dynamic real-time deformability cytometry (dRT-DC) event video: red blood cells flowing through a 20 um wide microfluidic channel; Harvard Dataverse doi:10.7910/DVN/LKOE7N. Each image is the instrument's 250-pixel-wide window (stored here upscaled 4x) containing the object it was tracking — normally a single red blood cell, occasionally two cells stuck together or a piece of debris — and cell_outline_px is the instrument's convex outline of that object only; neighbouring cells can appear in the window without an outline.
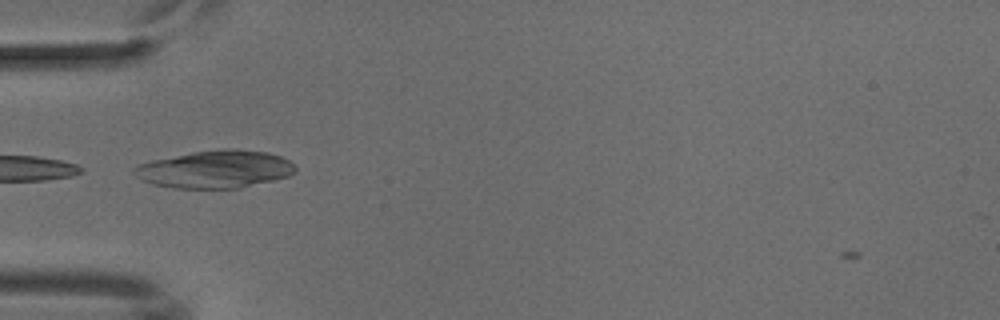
{"species": "common noctule bat (a hibernating species)", "species_latin": "Nyctalus noctula", "temperature_condition": "cold", "stored_images_in_passage": 24, "camera_frame_rate_fps": 3000, "um_per_image_px": 0.085, "animal": {"sex": "male", "body_mass_g": 18.8}, "frame": {"image": 1, "passage_image": 2, "time_ms": 0.333, "image_size_px": [1000, 320], "cell_outline_px": [[296, 172], [288, 176], [240, 188], [176, 188], [152, 184], [136, 176], [132, 172], [132, 168], [140, 164], [152, 160], [192, 152], [224, 148], [228, 148], [268, 152], [280, 156], [288, 160], [296, 168]], "centroid_in_image_um": [18.28, 14.38], "position_along_channel_um": 66.7, "area_um2": 35.2}}